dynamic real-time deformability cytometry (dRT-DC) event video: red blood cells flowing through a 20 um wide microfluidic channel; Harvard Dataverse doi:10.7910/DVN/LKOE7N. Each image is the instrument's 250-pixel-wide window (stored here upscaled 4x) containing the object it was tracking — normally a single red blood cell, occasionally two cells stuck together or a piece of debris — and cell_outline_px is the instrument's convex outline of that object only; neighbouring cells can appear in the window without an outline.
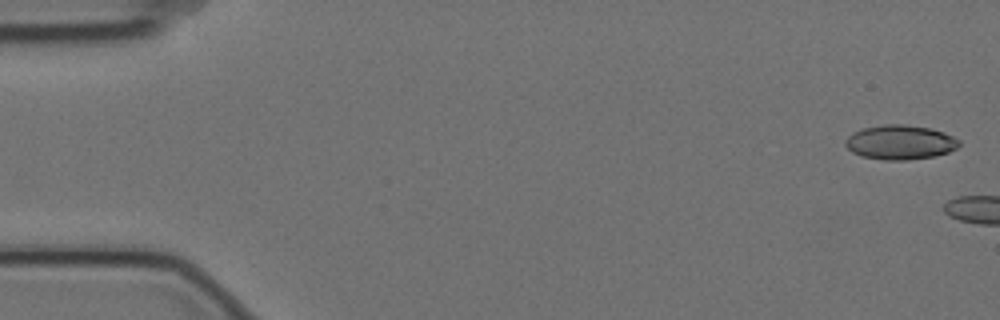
{"species": "Egyptian fruit bat (a non-hibernating species)", "species_latin": "Rousettus aegyptiacus", "temperature_condition": "cold", "stored_images_in_passage": 4, "camera_frame_rate_fps": 3000, "um_per_image_px": 0.085, "animal": {"sex": "female"}, "frame": {"image": 1, "passage_image": 1, "time_ms": 0.0, "image_size_px": [1000, 320], "cell_outline_px": [[960, 144], [956, 148], [948, 152], [932, 156], [908, 160], [884, 160], [860, 156], [852, 152], [844, 144], [844, 140], [852, 132], [864, 128], [884, 124], [904, 124], [928, 128], [944, 132], [960, 140]], "centroid_in_image_um": [76.48, 12.09], "position_along_channel_um": 8.5, "area_um2": 22.83}}